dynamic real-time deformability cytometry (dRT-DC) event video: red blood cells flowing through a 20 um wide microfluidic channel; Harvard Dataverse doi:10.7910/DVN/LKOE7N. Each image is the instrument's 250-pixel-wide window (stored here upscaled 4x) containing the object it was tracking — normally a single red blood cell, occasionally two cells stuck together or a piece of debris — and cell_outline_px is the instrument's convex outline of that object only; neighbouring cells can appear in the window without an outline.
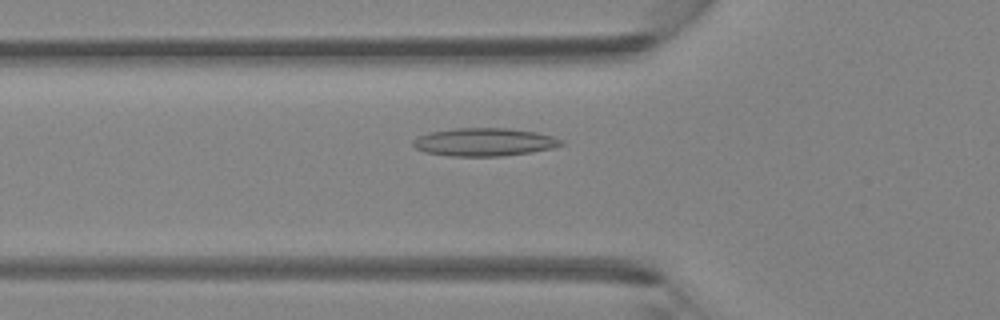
{"species": "Egyptian fruit bat (a non-hibernating species)", "species_latin": "Rousettus aegyptiacus", "temperature_condition": "room temperature", "stored_images_in_passage": 46, "camera_frame_rate_fps": 3000, "um_per_image_px": 0.085, "animal": {"sex": "female"}, "frame": {"image": 1, "passage_image": 16, "time_ms": 5.0, "image_size_px": [1000, 320], "cell_outline_px": [[564, 144], [552, 148], [532, 152], [500, 156], [448, 156], [424, 152], [416, 148], [412, 144], [412, 140], [420, 136], [432, 132], [456, 128], [508, 128], [536, 132], [552, 136], [564, 140]], "centroid_in_image_um": [41.18, 12.08], "position_along_channel_um": 84.6, "area_um2": 24.16}}
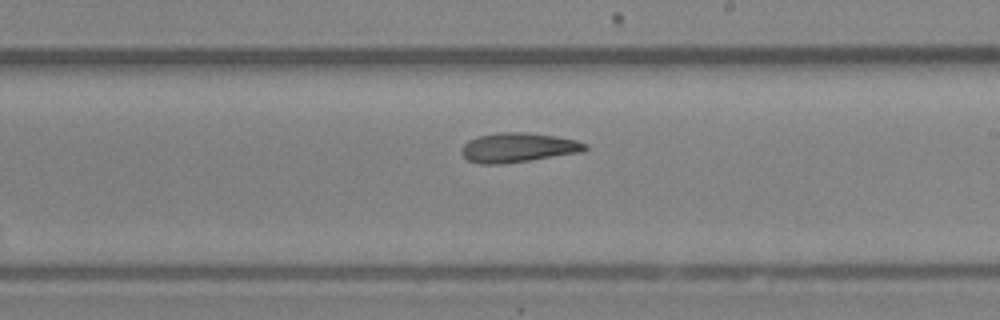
{"frame": {"image": 2, "passage_image": 27, "time_ms": 8.667, "image_size_px": [1000, 320], "cell_outline_px": [[588, 148], [584, 152], [500, 164], [480, 164], [468, 160], [460, 152], [464, 144], [468, 140], [480, 136], [496, 132], [524, 132], [556, 136], [576, 140], [588, 144]], "centroid_in_image_um": [44.05, 12.54], "position_along_channel_um": 244.9, "area_um2": 21.21}}
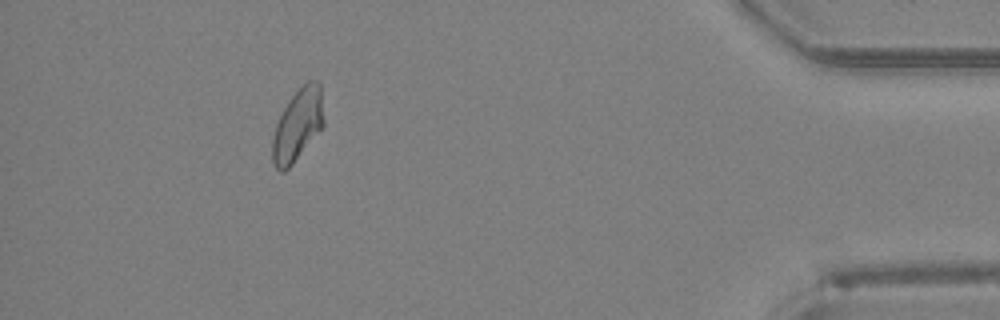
{"frame": {"image": 3, "passage_image": 42, "time_ms": 13.667, "image_size_px": [1000, 320], "cell_outline_px": [[324, 124], [292, 164], [284, 172], [280, 172], [276, 168], [272, 160], [272, 140], [276, 124], [288, 100], [308, 80], [316, 80], [320, 84], [324, 120]], "centroid_in_image_um": [25.29, 10.62], "position_along_channel_um": 409.9, "area_um2": 21.15}}